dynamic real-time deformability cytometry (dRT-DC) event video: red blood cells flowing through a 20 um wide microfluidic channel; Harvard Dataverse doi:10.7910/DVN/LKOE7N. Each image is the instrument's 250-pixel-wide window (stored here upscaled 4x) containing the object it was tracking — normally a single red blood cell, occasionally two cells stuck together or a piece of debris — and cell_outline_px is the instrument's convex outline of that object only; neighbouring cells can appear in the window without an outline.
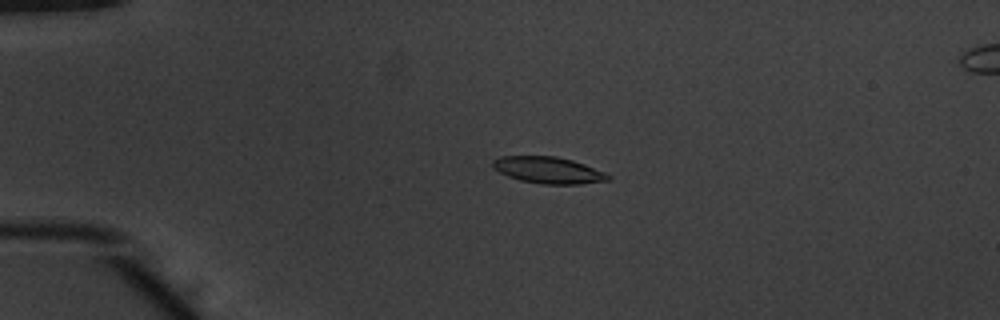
{"species": "common noctule bat (a hibernating species)", "species_latin": "Nyctalus noctula", "temperature_condition": "warm", "stored_images_in_passage": 53, "camera_frame_rate_fps": 3000, "um_per_image_px": 0.085, "animal": {"sex": "male", "body_mass_g": 20.1, "forearm_length_mm": 53.5}, "frame": {"image": 1, "passage_image": 13, "time_ms": 4.0, "image_size_px": [1000, 320], "cell_outline_px": [[612, 180], [580, 184], [540, 184], [520, 180], [508, 176], [492, 168], [492, 160], [500, 156], [556, 156], [572, 160], [584, 164], [604, 172], [612, 176]], "centroid_in_image_um": [46.61, 14.46], "position_along_channel_um": 38.4, "area_um2": 17.98}}
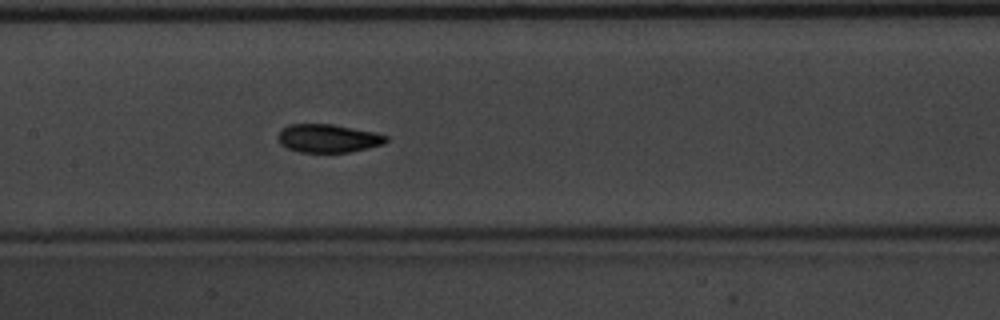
{"frame": {"image": 2, "passage_image": 27, "time_ms": 8.667, "image_size_px": [1000, 320], "cell_outline_px": [[388, 140], [384, 144], [368, 148], [348, 152], [300, 152], [288, 148], [280, 144], [276, 136], [280, 128], [288, 124], [332, 124], [376, 132], [388, 136]], "centroid_in_image_um": [27.86, 11.75], "position_along_channel_um": 179.5, "area_um2": 18.03}}
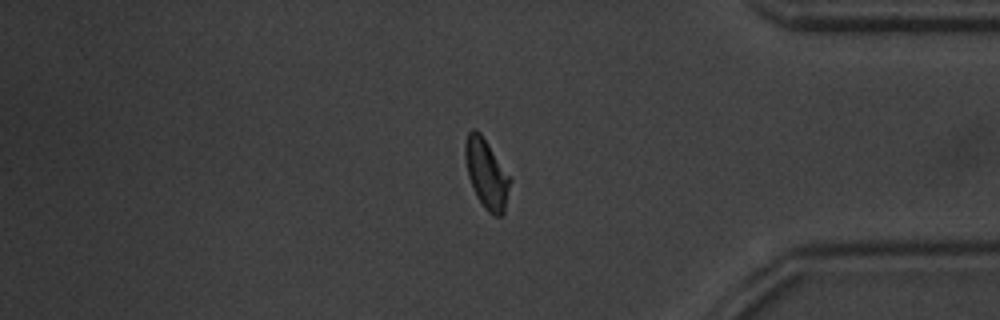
{"frame": {"image": 3, "passage_image": 45, "time_ms": 14.667, "image_size_px": [1000, 320], "cell_outline_px": [[512, 180], [504, 212], [500, 216], [492, 216], [484, 208], [476, 196], [468, 176], [464, 156], [464, 144], [468, 132], [472, 128], [476, 128], [480, 132]], "centroid_in_image_um": [41.34, 14.78], "position_along_channel_um": 393.9, "area_um2": 18.21}, "authors_computed_cell_mechanics": {"area_um2": 17.629, "velocity_mm_per_s": 3.9084, "shape_relaxation_time_tau1_ms": 2.6779, "shape_relaxation_time_tau2_ms": 1.3282, "deformation_change_tau1": 0.1345, "deformation_change_tau2": 0.058}}